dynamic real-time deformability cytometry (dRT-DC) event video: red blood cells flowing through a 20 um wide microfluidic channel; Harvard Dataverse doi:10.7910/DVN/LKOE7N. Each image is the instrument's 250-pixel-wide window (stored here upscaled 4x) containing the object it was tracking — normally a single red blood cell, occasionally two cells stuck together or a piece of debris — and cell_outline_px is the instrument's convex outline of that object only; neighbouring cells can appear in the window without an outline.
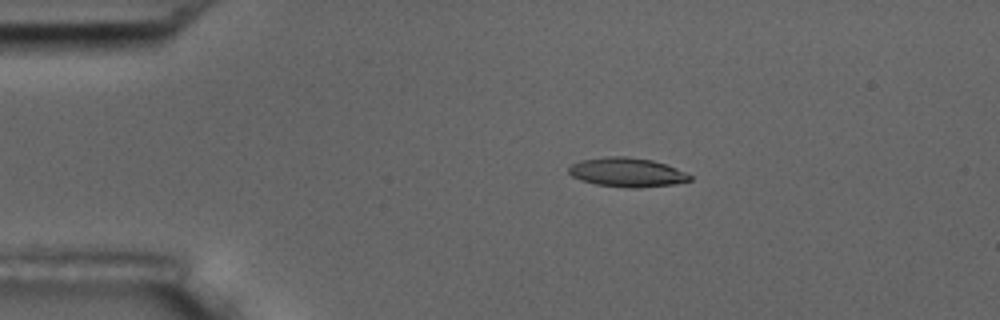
{"species": "common noctule bat (a hibernating species)", "species_latin": "Nyctalus noctula", "temperature_condition": "room temperature", "stored_images_in_passage": 7, "camera_frame_rate_fps": 3000, "um_per_image_px": 0.085, "animal": {"sex": "male", "body_mass_g": 17.5, "forearm_length_mm": 52.3}, "frame": {"image": 1, "passage_image": 3, "time_ms": 0.667, "image_size_px": [1000, 320], "cell_outline_px": [[692, 180], [672, 184], [636, 188], [628, 188], [596, 184], [580, 180], [572, 176], [568, 172], [568, 168], [572, 164], [580, 160], [604, 156], [628, 156], [652, 160], [676, 168], [692, 176]], "centroid_in_image_um": [53.26, 14.64], "position_along_channel_um": 31.7, "area_um2": 20.58}}
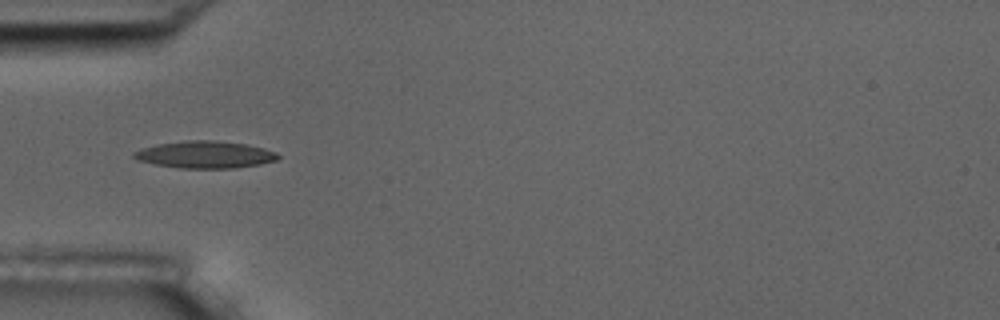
{"frame": {"image": 2, "passage_image": 5, "time_ms": 1.333, "image_size_px": [1000, 320], "cell_outline_px": [[280, 156], [276, 160], [260, 164], [232, 168], [180, 168], [156, 164], [140, 160], [132, 156], [132, 152], [140, 148], [156, 144], [188, 140], [212, 140], [248, 144], [264, 148], [276, 152]], "centroid_in_image_um": [17.42, 13.13], "position_along_channel_um": 67.6, "area_um2": 22.72}}